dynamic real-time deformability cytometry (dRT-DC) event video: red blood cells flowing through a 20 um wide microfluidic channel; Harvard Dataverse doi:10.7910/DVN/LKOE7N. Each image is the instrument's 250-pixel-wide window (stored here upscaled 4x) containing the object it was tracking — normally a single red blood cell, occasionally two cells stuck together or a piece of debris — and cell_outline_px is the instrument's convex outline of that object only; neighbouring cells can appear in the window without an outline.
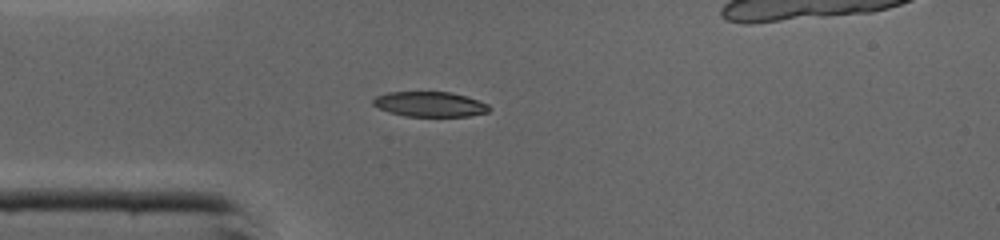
{"species": "common noctule bat (a hibernating species)", "species_latin": "Nyctalus noctula", "temperature_condition": "cold", "stored_images_in_passage": 35, "camera_frame_rate_fps": 3000, "um_per_image_px": 0.085, "animal": {"sex": "male", "body_mass_g": 19.0, "forearm_length_mm": 50.8}, "frame": {"image": 1, "passage_image": 1, "time_ms": 0.0, "image_size_px": [1000, 240], "cell_outline_px": [[492, 108], [488, 112], [468, 116], [404, 116], [388, 112], [372, 104], [372, 100], [376, 96], [388, 92], [452, 92], [488, 104]], "centroid_in_image_um": [36.52, 8.86], "position_along_channel_um": 48.5, "area_um2": 16.88}}
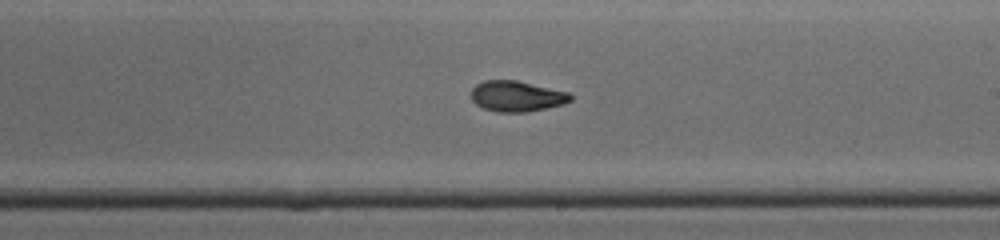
{"frame": {"image": 2, "passage_image": 15, "time_ms": 4.667, "image_size_px": [1000, 240], "cell_outline_px": [[572, 100], [564, 104], [528, 112], [496, 112], [484, 108], [476, 104], [472, 100], [472, 88], [476, 84], [484, 80], [516, 80], [568, 92], [572, 96]], "centroid_in_image_um": [43.92, 8.18], "position_along_channel_um": 245.1, "area_um2": 17.74}}
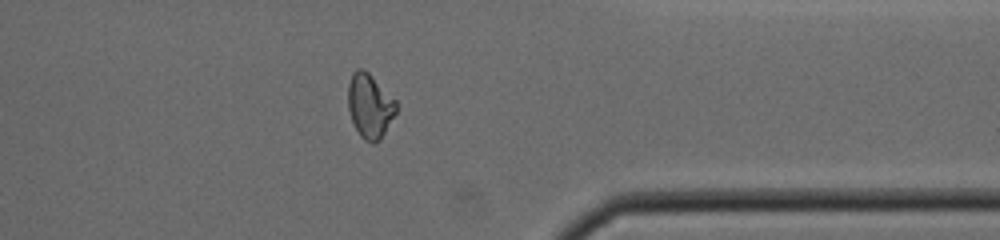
{"frame": {"image": 3, "passage_image": 25, "time_ms": 8.0, "image_size_px": [1000, 240], "cell_outline_px": [[396, 112], [380, 140], [372, 144], [364, 140], [360, 136], [352, 120], [348, 108], [348, 84], [352, 72], [356, 68], [364, 68], [396, 100]], "centroid_in_image_um": [31.42, 8.98], "position_along_channel_um": 380.0, "area_um2": 18.03}, "authors_computed_cell_mechanics": {"area_um2": 18.0336, "velocity_mm_per_s": 4.3967, "shape_relaxation_time_tau1_ms": 3.429, "shape_relaxation_time_tau2_ms": 2.269, "deformation_change_tau1": 0.1595, "deformation_change_tau2": 0.0815}}